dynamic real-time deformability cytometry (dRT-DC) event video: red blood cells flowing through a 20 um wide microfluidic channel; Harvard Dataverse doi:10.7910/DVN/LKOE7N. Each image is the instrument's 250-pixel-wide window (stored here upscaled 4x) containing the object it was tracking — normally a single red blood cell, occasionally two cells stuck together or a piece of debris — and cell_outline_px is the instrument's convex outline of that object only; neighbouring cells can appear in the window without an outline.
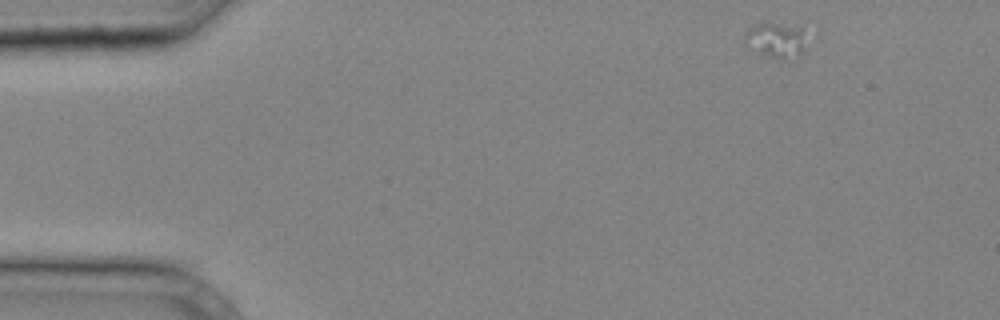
{"species": "common noctule bat (a hibernating species)", "species_latin": "Nyctalus noctula", "temperature_condition": "cold", "stored_images_in_passage": 7, "camera_frame_rate_fps": 3000, "um_per_image_px": 0.085, "animal": {"sex": "male", "body_mass_g": 20.4}, "frame": {"image": 1, "passage_image": 1, "time_ms": 0.0, "image_size_px": [1000, 320], "cell_outline_px": [[808, 40], [804, 48], [800, 52], [784, 60], [760, 52], [744, 40], [744, 36], [752, 28], [760, 24], [776, 24], [800, 28], [808, 36]], "centroid_in_image_um": [66.05, 3.41], "position_along_channel_um": 18.9, "area_um2": 11.73}}